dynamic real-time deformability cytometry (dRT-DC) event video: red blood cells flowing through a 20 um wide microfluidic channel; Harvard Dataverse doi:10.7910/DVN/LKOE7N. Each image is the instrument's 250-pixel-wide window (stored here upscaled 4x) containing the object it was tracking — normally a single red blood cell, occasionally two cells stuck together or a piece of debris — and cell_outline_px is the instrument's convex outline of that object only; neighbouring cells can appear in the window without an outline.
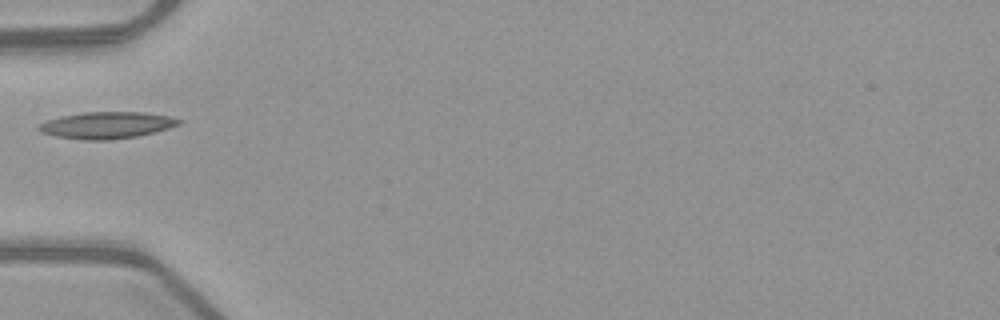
{"species": "common noctule bat (a hibernating species)", "species_latin": "Nyctalus noctula", "temperature_condition": "warm", "stored_images_in_passage": 35, "camera_frame_rate_fps": 3000, "um_per_image_px": 0.085, "animal": {"sex": "female", "body_mass_g": 21.9}, "frame": {"image": 1, "passage_image": 1, "time_ms": 0.0, "image_size_px": [1000, 320], "cell_outline_px": [[184, 120], [180, 124], [156, 132], [140, 136], [108, 140], [84, 140], [56, 136], [40, 132], [36, 128], [40, 124], [48, 120], [60, 116], [84, 112], [144, 112], [168, 116]], "centroid_in_image_um": [9.09, 10.64], "position_along_channel_um": 75.9, "area_um2": 21.91}}
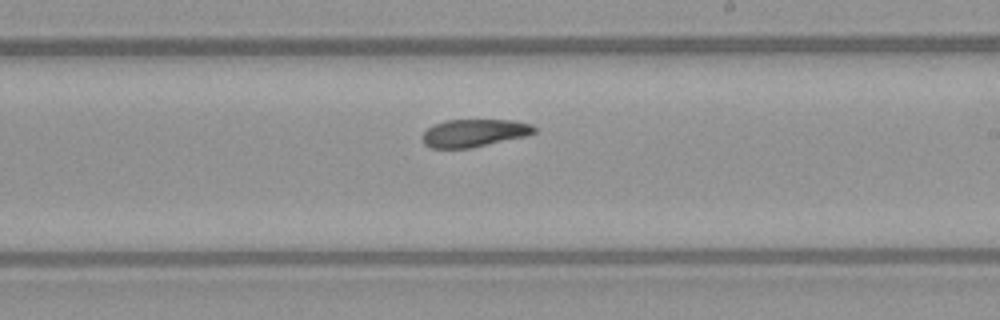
{"frame": {"image": 2, "passage_image": 14, "time_ms": 4.333, "image_size_px": [1000, 320], "cell_outline_px": [[536, 132], [528, 136], [468, 148], [432, 148], [424, 144], [424, 132], [428, 128], [444, 120], [512, 120], [532, 124], [536, 128]], "centroid_in_image_um": [40.35, 11.3], "position_along_channel_um": 248.6, "area_um2": 17.92}}
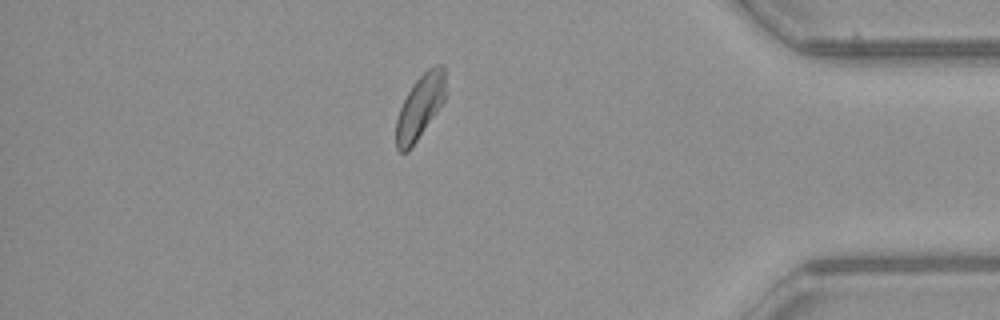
{"frame": {"image": 3, "passage_image": 28, "time_ms": 9.0, "image_size_px": [1000, 320], "cell_outline_px": [[444, 100], [408, 152], [400, 152], [396, 148], [396, 120], [400, 108], [412, 84], [428, 68], [436, 64], [444, 64]], "centroid_in_image_um": [35.67, 9.07], "position_along_channel_um": 399.5, "area_um2": 17.98}}